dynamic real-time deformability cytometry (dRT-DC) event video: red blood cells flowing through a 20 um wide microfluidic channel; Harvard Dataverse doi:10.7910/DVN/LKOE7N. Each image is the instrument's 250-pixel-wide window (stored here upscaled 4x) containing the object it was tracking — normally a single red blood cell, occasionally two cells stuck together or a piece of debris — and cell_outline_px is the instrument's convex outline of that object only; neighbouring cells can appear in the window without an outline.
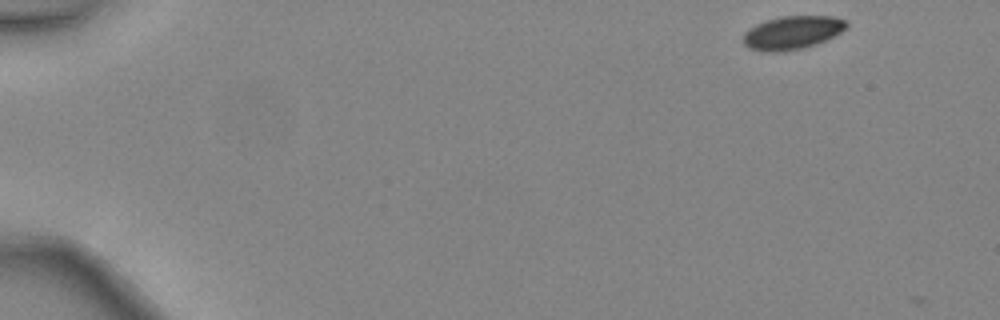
{"species": "common noctule bat (a hibernating species)", "species_latin": "Nyctalus noctula", "temperature_condition": "warm", "stored_images_in_passage": 4, "camera_frame_rate_fps": 3000, "um_per_image_px": 0.085, "animal": {"sex": "female", "body_mass_g": 24.6, "forearm_length_mm": 56.2}, "frame": {"image": 1, "passage_image": 1, "time_ms": 0.0, "image_size_px": [1000, 320], "cell_outline_px": [[848, 24], [840, 32], [816, 44], [804, 48], [780, 52], [764, 52], [748, 48], [744, 44], [744, 32], [756, 24], [780, 16], [832, 16], [848, 20]], "centroid_in_image_um": [67.33, 2.78], "position_along_channel_um": 17.7, "area_um2": 20.0}}